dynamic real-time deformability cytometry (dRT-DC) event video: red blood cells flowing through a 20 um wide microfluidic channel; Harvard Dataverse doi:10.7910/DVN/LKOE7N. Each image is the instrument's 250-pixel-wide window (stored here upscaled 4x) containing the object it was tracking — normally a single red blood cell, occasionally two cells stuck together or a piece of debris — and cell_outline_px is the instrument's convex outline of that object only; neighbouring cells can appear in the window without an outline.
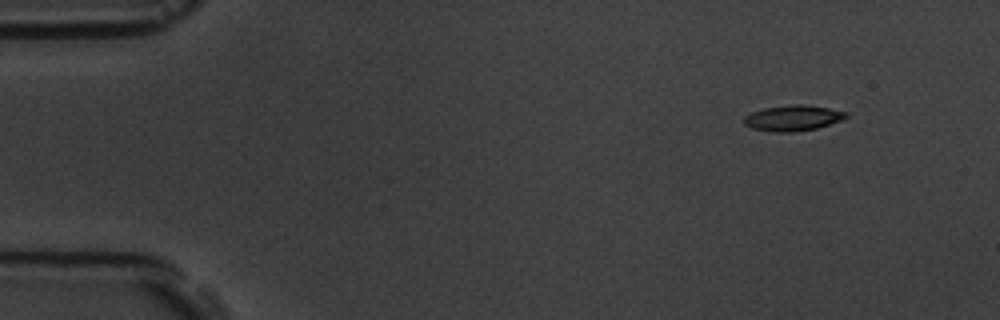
{"species": "common noctule bat (a hibernating species)", "species_latin": "Nyctalus noctula", "temperature_condition": "room temperature", "stored_images_in_passage": 4, "camera_frame_rate_fps": 3000, "um_per_image_px": 0.085, "animal": {"sex": "male", "body_mass_g": 19.5, "forearm_length_mm": 54.6}, "frame": {"image": 1, "passage_image": 1, "time_ms": 0.0, "image_size_px": [1000, 320], "cell_outline_px": [[848, 116], [844, 120], [816, 128], [792, 132], [776, 132], [752, 128], [744, 124], [744, 116], [752, 112], [764, 108], [796, 104], [804, 104], [828, 108], [848, 112]], "centroid_in_image_um": [67.43, 10.03], "position_along_channel_um": 17.6, "area_um2": 15.2}}
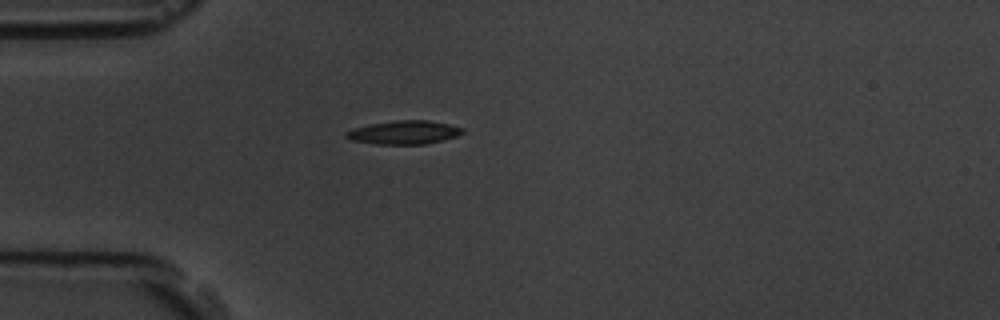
{"frame": {"image": 2, "passage_image": 3, "time_ms": 3.333, "image_size_px": [1000, 320], "cell_outline_px": [[464, 132], [456, 136], [424, 144], [376, 144], [352, 140], [344, 136], [344, 132], [352, 128], [372, 124], [396, 120], [428, 120], [448, 124], [464, 128]], "centroid_in_image_um": [34.31, 11.25], "position_along_channel_um": 50.7, "area_um2": 15.84}}